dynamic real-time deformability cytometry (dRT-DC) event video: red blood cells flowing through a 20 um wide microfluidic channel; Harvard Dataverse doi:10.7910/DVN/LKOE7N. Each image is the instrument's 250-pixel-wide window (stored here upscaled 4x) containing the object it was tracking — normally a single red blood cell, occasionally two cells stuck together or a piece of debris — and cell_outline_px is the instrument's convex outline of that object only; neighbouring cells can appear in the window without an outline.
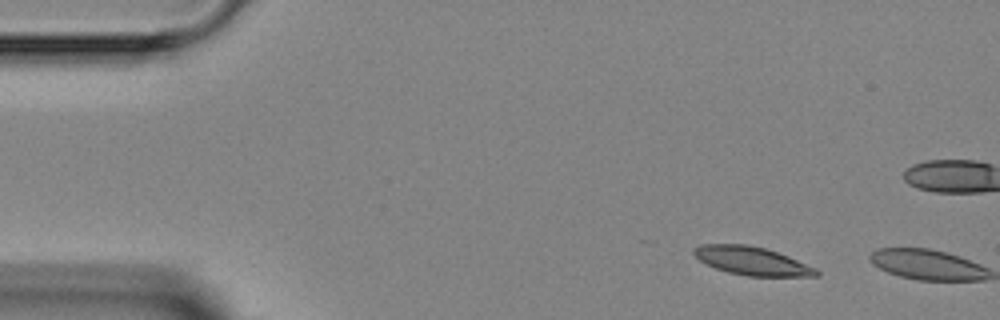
{"species": "Egyptian fruit bat (a non-hibernating species)", "species_latin": "Rousettus aegyptiacus", "temperature_condition": "room temperature", "stored_images_in_passage": 2, "camera_frame_rate_fps": 3000, "um_per_image_px": 0.085, "animal": {"sex": "female"}, "frame": {"image": 1, "passage_image": 1, "time_ms": 0.0, "image_size_px": [1000, 320], "cell_outline_px": [[820, 276], [748, 276], [728, 272], [716, 268], [700, 260], [692, 252], [692, 248], [700, 244], [748, 244], [764, 248], [788, 256], [816, 268], [820, 272]], "centroid_in_image_um": [63.91, 22.17], "position_along_channel_um": 21.1, "area_um2": 20.11}}